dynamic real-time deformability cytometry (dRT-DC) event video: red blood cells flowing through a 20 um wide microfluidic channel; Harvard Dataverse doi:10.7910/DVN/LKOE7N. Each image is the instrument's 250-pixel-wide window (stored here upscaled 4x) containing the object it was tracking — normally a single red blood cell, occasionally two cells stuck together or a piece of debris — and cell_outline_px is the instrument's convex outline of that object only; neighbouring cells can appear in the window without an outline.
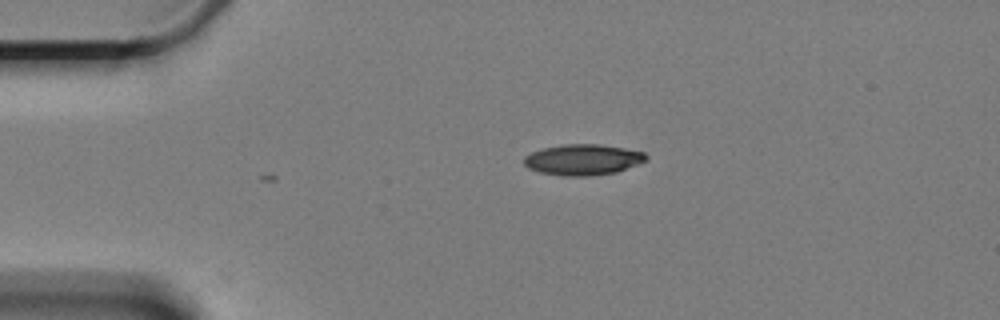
{"species": "Egyptian fruit bat (a non-hibernating species)", "species_latin": "Rousettus aegyptiacus", "temperature_condition": "cold", "stored_images_in_passage": 3, "camera_frame_rate_fps": 3000, "um_per_image_px": 0.085, "animal": {"sex": "female"}, "frame": {"image": 1, "passage_image": 3, "time_ms": 0.667, "image_size_px": [1000, 320], "cell_outline_px": [[648, 160], [616, 172], [592, 176], [560, 176], [540, 172], [528, 168], [524, 164], [524, 156], [532, 152], [544, 148], [564, 144], [600, 144], [624, 148], [644, 152], [648, 156]], "centroid_in_image_um": [49.55, 13.57], "position_along_channel_um": 35.4, "area_um2": 22.02}}